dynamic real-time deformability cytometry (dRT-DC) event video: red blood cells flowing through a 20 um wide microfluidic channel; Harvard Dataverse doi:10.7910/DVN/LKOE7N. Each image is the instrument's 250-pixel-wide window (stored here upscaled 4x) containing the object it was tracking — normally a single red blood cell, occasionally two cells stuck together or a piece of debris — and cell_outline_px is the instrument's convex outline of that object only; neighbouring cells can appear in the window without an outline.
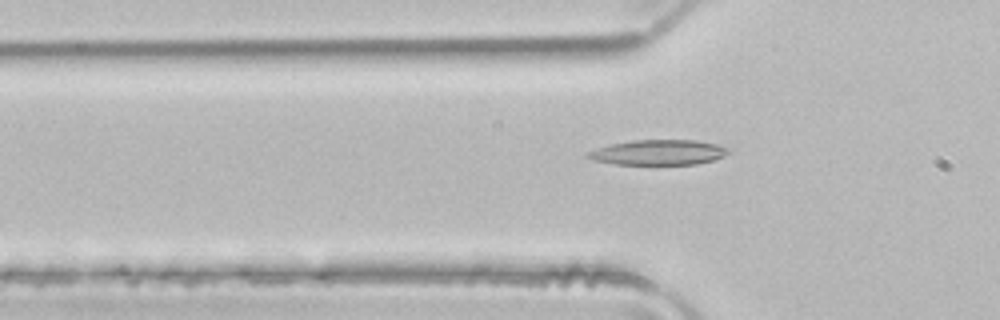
{"species": "common noctule bat (a hibernating species)", "species_latin": "Nyctalus noctula", "temperature_condition": "room temperature", "stored_images_in_passage": 39, "camera_frame_rate_fps": 3000, "um_per_image_px": 0.085, "animal": {"sex": "male", "body_mass_g": 21.5, "forearm_length_mm": 52.0}, "frame": {"image": 1, "passage_image": 5, "time_ms": 1.333, "image_size_px": [1000, 320], "cell_outline_px": [[732, 148], [724, 156], [712, 160], [696, 164], [612, 164], [592, 160], [584, 156], [588, 152], [596, 148], [612, 144], [632, 140], [696, 140], [716, 144]], "centroid_in_image_um": [55.95, 12.95], "position_along_channel_um": 69.8, "area_um2": 20.63}}
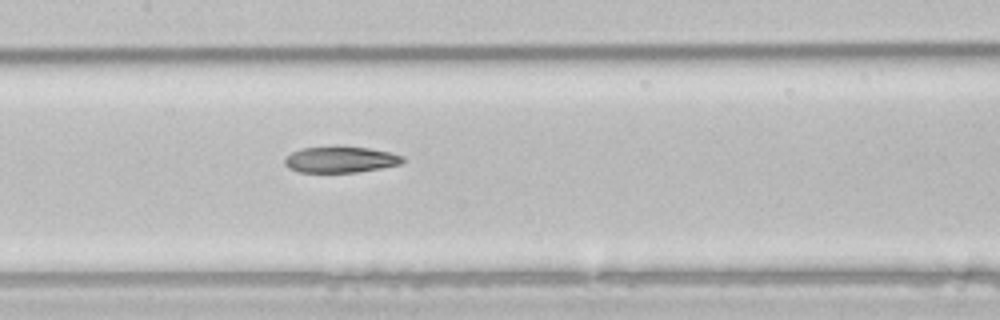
{"frame": {"image": 2, "passage_image": 13, "time_ms": 4.0, "image_size_px": [1000, 320], "cell_outline_px": [[404, 160], [400, 164], [380, 168], [356, 172], [300, 172], [288, 168], [284, 164], [284, 160], [292, 152], [300, 148], [336, 144], [340, 144], [368, 148], [388, 152], [404, 156]], "centroid_in_image_um": [28.9, 13.52], "position_along_channel_um": 178.5, "area_um2": 18.44}}
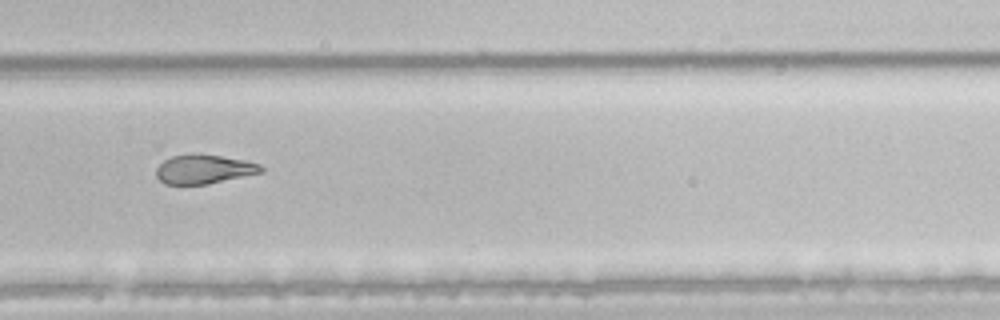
{"frame": {"image": 3, "passage_image": 23, "time_ms": 7.333, "image_size_px": [1000, 320], "cell_outline_px": [[264, 172], [208, 184], [164, 184], [156, 176], [156, 168], [164, 160], [172, 156], [192, 152], [220, 156], [244, 160], [260, 164], [264, 168]], "centroid_in_image_um": [17.33, 14.37], "position_along_channel_um": 312.5, "area_um2": 17.98}, "authors_computed_cell_mechanics": {"area_um2": 19.5364, "velocity_mm_per_s": 4.0437, "shape_relaxation_time_tau1_ms": null, "shape_relaxation_time_tau2_ms": 4.5136, "deformation_change_tau1": null, "deformation_change_tau2": 0.1402}}